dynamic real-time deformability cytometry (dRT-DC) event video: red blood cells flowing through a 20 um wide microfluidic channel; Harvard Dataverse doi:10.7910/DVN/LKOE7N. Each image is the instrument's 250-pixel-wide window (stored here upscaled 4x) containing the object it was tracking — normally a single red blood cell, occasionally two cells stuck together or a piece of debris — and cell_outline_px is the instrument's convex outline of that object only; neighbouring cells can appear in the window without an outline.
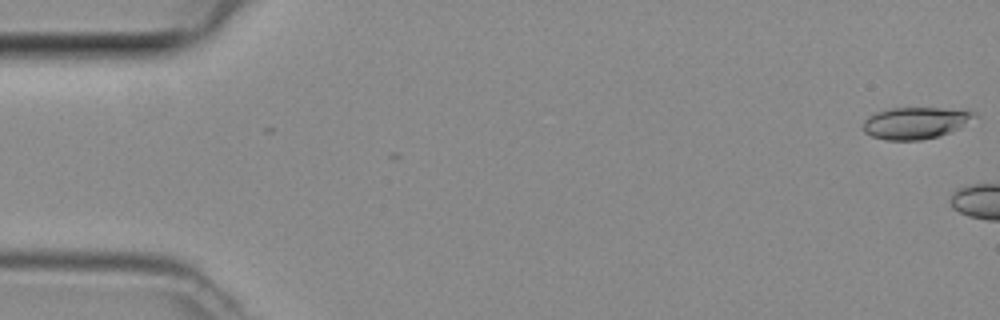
{"species": "common noctule bat (a hibernating species)", "species_latin": "Nyctalus noctula", "temperature_condition": "room temperature", "stored_images_in_passage": 4, "camera_frame_rate_fps": 3000, "um_per_image_px": 0.085, "animal": {"sex": "female", "body_mass_g": 29.2, "forearm_length_mm": 56.3}, "frame": {"image": 1, "passage_image": 4, "time_ms": 1.0, "image_size_px": [1000, 320], "cell_outline_px": [[980, 116], [948, 132], [936, 136], [920, 140], [884, 140], [872, 136], [864, 132], [864, 120], [868, 116], [876, 112], [892, 108], [968, 108], [976, 112]], "centroid_in_image_um": [77.86, 10.42], "position_along_channel_um": 7.1, "area_um2": 20.69}}